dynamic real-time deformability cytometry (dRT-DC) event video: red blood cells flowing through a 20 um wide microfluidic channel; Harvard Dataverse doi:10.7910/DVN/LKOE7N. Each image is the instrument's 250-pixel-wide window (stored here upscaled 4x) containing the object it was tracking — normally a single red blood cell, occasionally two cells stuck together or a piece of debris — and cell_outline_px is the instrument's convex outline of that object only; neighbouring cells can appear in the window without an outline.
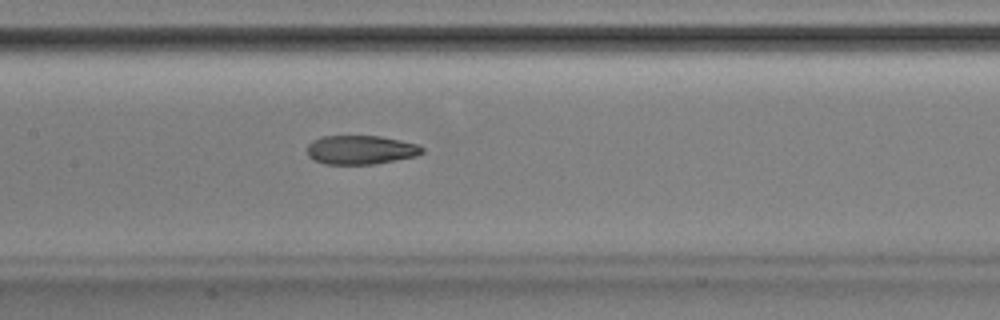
{"species": "Egyptian fruit bat (a non-hibernating species)", "species_latin": "Rousettus aegyptiacus", "temperature_condition": "room temperature", "stored_images_in_passage": 52, "camera_frame_rate_fps": 3000, "um_per_image_px": 0.085, "animal": {"sex": "male"}, "frame": {"image": 1, "passage_image": 25, "time_ms": 8.0, "image_size_px": [1000, 320], "cell_outline_px": [[424, 152], [416, 156], [372, 164], [324, 164], [312, 160], [308, 156], [308, 144], [312, 140], [320, 136], [380, 136], [420, 144], [424, 148]], "centroid_in_image_um": [30.65, 12.73], "position_along_channel_um": 176.7, "area_um2": 19.54}}
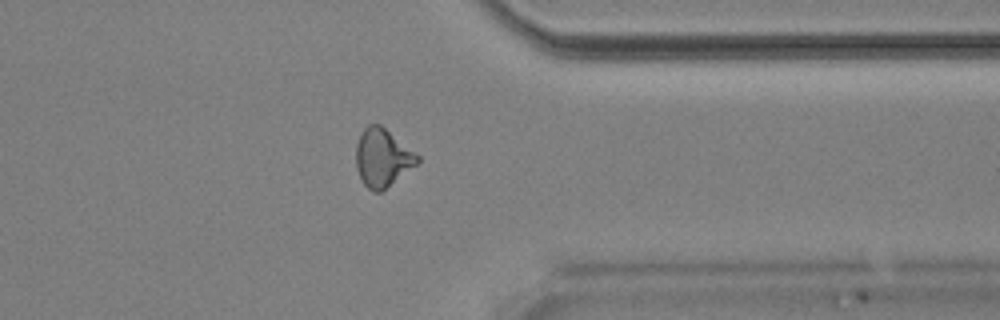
{"frame": {"image": 2, "passage_image": 41, "time_ms": 13.333, "image_size_px": [1000, 320], "cell_outline_px": [[420, 160], [416, 164], [380, 192], [372, 192], [364, 184], [356, 168], [356, 144], [364, 128], [368, 124], [380, 124], [420, 156]], "centroid_in_image_um": [32.49, 13.4], "position_along_channel_um": 378.9, "area_um2": 20.4}}
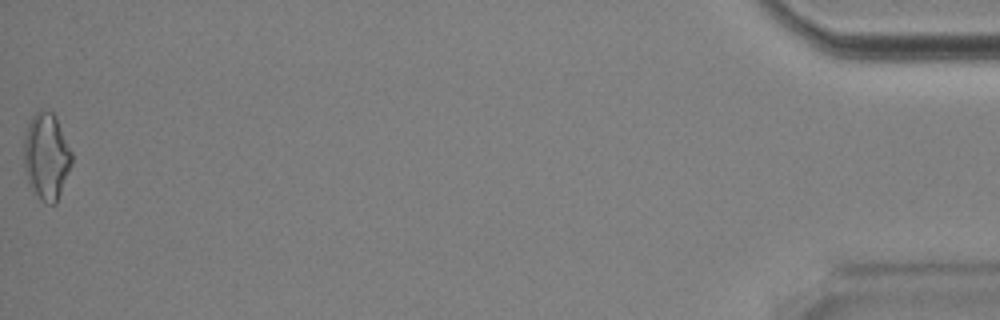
{"frame": {"image": 3, "passage_image": 52, "time_ms": 17.0, "image_size_px": [1000, 320], "cell_outline_px": [[72, 164], [56, 204], [48, 204], [40, 200], [32, 192], [28, 184], [24, 168], [24, 136], [28, 124], [32, 116], [40, 108], [44, 108], [52, 112], [56, 116], [72, 152]], "centroid_in_image_um": [3.94, 13.29], "position_along_channel_um": 431.3, "area_um2": 24.62}, "authors_computed_cell_mechanics": {"area_um2": 20.519, "velocity_mm_per_s": 3.9122, "shape_relaxation_time_tau1_ms": 10.194, "shape_relaxation_time_tau2_ms": 2.2627, "deformation_change_tau1": 0.2541, "deformation_change_tau2": 0.0867}}